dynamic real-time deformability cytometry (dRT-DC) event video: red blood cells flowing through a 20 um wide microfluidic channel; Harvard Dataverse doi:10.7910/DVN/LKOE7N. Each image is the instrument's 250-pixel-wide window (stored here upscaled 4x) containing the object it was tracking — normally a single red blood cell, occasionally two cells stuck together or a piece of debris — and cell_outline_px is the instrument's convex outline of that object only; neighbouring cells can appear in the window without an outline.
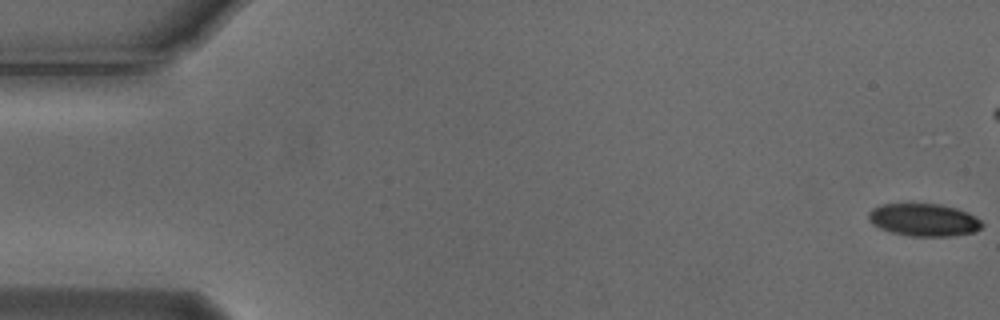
{"species": "Egyptian fruit bat (a non-hibernating species)", "species_latin": "Rousettus aegyptiacus", "temperature_condition": "cold", "stored_images_in_passage": 6, "camera_frame_rate_fps": 3000, "um_per_image_px": 0.085, "animal": {"sex": "male"}, "frame": {"image": 1, "passage_image": 1, "time_ms": 0.0, "image_size_px": [1000, 320], "cell_outline_px": [[984, 224], [976, 232], [952, 236], [912, 236], [892, 232], [880, 228], [872, 224], [868, 220], [868, 212], [872, 208], [880, 204], [940, 204], [956, 208], [968, 212], [976, 216]], "centroid_in_image_um": [78.53, 18.69], "position_along_channel_um": 6.5, "area_um2": 21.68}}